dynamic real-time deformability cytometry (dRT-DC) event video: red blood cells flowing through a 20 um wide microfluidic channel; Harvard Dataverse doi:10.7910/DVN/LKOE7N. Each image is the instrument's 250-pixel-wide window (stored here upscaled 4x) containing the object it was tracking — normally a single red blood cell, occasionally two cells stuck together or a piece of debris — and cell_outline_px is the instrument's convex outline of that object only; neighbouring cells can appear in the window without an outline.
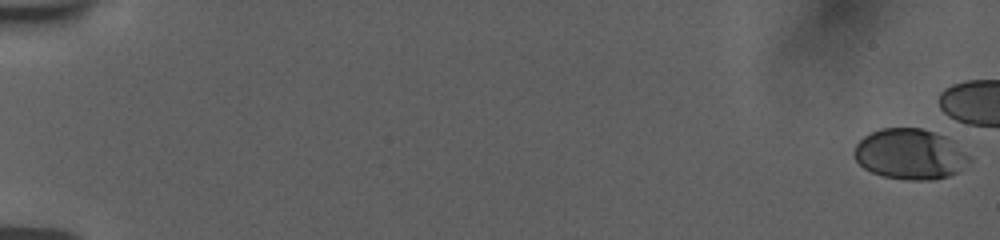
{"species": "human", "species_latin": "Homo sapiens", "temperature_condition": "room temperature", "stored_images_in_passage": 45, "camera_frame_rate_fps": 3000, "um_per_image_px": 0.085, "donor": {"sex": "female"}, "frame": {"image": 1, "passage_image": 1, "time_ms": 0.0, "image_size_px": [1000, 240], "cell_outline_px": [[968, 160], [956, 172], [948, 176], [932, 180], [908, 180], [884, 176], [872, 172], [864, 168], [856, 160], [852, 152], [856, 144], [864, 136], [880, 128], [920, 128], [944, 136], [952, 140], [968, 156]], "centroid_in_image_um": [77.29, 13.1], "position_along_channel_um": 7.7, "area_um2": 33.41}}
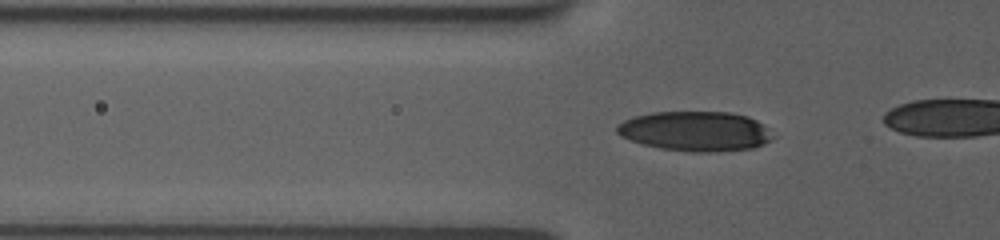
{"frame": {"image": 2, "passage_image": 33, "time_ms": 6.667, "image_size_px": [1000, 240], "cell_outline_px": [[776, 136], [772, 140], [764, 144], [752, 148], [720, 152], [692, 152], [660, 148], [644, 144], [620, 136], [616, 132], [616, 124], [624, 120], [636, 116], [652, 112], [728, 112], [748, 116], [764, 124]], "centroid_in_image_um": [59.15, 11.16], "position_along_channel_um": 66.6, "area_um2": 36.41}}
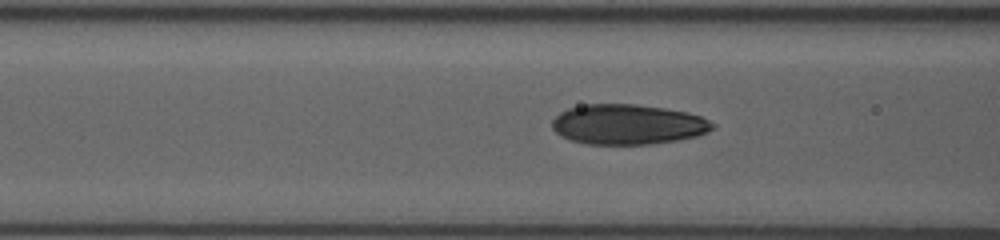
{"frame": {"image": 3, "passage_image": 40, "time_ms": 8.0, "image_size_px": [1000, 240], "cell_outline_px": [[716, 128], [708, 132], [696, 136], [676, 140], [648, 144], [588, 144], [568, 140], [556, 132], [552, 128], [552, 120], [560, 112], [568, 108], [584, 104], [636, 104], [664, 108], [688, 112], [700, 116], [716, 124]], "centroid_in_image_um": [53.36, 10.57], "position_along_channel_um": 113.2, "area_um2": 37.63}}